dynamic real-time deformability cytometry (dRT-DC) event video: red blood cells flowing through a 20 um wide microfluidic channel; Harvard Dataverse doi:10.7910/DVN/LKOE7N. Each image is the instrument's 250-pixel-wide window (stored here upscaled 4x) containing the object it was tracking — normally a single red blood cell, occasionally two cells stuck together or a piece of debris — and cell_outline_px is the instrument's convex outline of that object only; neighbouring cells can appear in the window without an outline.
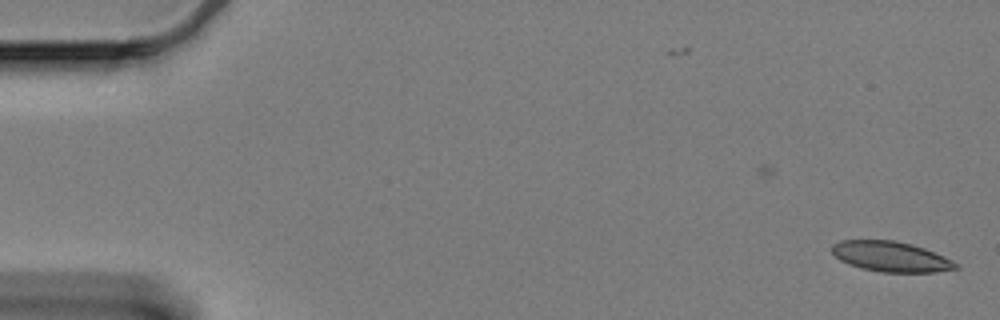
{"species": "Egyptian fruit bat (a non-hibernating species)", "species_latin": "Rousettus aegyptiacus", "temperature_condition": "cold", "stored_images_in_passage": 13, "camera_frame_rate_fps": 3000, "um_per_image_px": 0.085, "animal": {"sex": "female"}, "frame": {"image": 1, "passage_image": 1, "time_ms": 0.0, "image_size_px": [1000, 320], "cell_outline_px": [[960, 268], [936, 272], [880, 272], [860, 268], [848, 264], [840, 260], [832, 252], [832, 244], [840, 240], [896, 240], [912, 244], [924, 248], [944, 256], [960, 264]], "centroid_in_image_um": [75.74, 21.81], "position_along_channel_um": 9.3, "area_um2": 22.02}}